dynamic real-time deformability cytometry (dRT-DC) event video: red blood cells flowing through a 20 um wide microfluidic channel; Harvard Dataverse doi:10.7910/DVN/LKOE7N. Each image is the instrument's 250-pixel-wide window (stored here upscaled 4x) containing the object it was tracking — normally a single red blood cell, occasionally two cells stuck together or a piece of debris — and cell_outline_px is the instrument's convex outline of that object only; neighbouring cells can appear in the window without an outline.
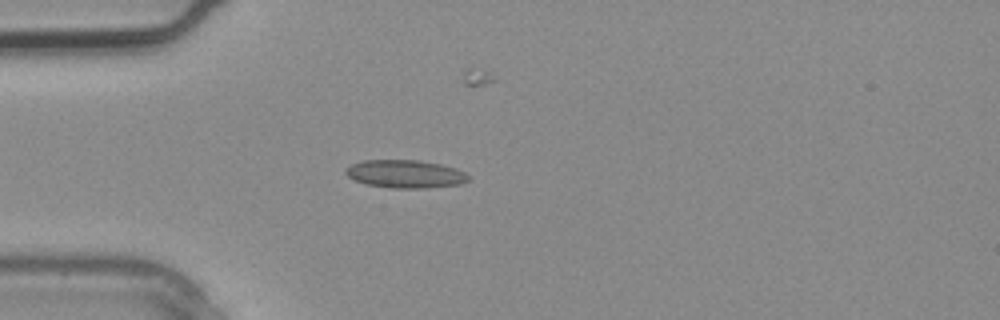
{"species": "common noctule bat (a hibernating species)", "species_latin": "Nyctalus noctula", "temperature_condition": "warm", "stored_images_in_passage": 3, "camera_frame_rate_fps": 3000, "um_per_image_px": 0.085, "animal": {"sex": "male", "body_mass_g": 20.4}, "frame": {"image": 1, "passage_image": 2, "time_ms": 0.333, "image_size_px": [1000, 320], "cell_outline_px": [[472, 176], [468, 180], [460, 184], [428, 188], [392, 188], [364, 184], [348, 176], [344, 172], [344, 168], [352, 164], [364, 160], [420, 160], [440, 164], [456, 168]], "centroid_in_image_um": [34.46, 14.79], "position_along_channel_um": 50.5, "area_um2": 20.17}}